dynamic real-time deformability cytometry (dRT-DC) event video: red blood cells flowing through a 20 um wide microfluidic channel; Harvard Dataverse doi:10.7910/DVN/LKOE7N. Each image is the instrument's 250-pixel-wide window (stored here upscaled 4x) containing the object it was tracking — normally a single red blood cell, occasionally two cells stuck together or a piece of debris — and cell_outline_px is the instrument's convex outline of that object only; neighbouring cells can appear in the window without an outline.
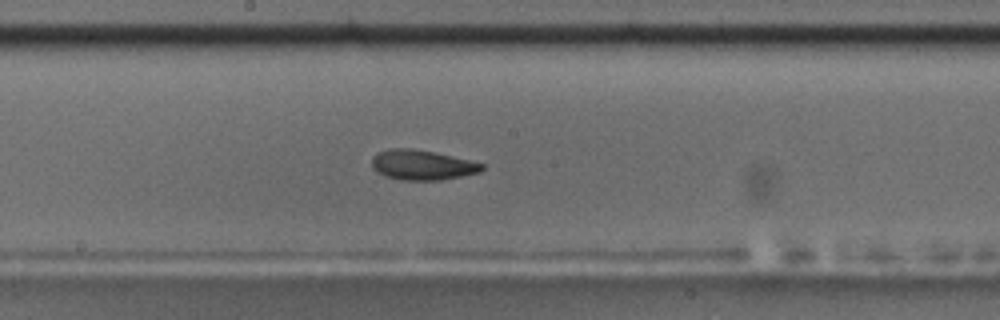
{"species": "common noctule bat (a hibernating species)", "species_latin": "Nyctalus noctula", "temperature_condition": "room temperature", "stored_images_in_passage": 45, "camera_frame_rate_fps": 3000, "um_per_image_px": 0.085, "animal": {"sex": "male", "body_mass_g": 17.5, "forearm_length_mm": 52.3}, "frame": {"image": 1, "passage_image": 20, "time_ms": 6.333, "image_size_px": [1000, 320], "cell_outline_px": [[484, 168], [480, 172], [440, 180], [404, 180], [388, 176], [372, 168], [372, 156], [376, 152], [388, 148], [412, 148], [452, 156], [484, 164]], "centroid_in_image_um": [35.86, 14.01], "position_along_channel_um": 212.3, "area_um2": 19.02}, "authors_computed_cell_mechanics": {"area_um2": 19.1318, "velocity_mm_per_s": 3.6694, "shape_relaxation_time_tau1_ms": 5.9247, "shape_relaxation_time_tau2_ms": 3.2297, "deformation_change_tau1": 0.1388, "deformation_change_tau2": 0.0953}}